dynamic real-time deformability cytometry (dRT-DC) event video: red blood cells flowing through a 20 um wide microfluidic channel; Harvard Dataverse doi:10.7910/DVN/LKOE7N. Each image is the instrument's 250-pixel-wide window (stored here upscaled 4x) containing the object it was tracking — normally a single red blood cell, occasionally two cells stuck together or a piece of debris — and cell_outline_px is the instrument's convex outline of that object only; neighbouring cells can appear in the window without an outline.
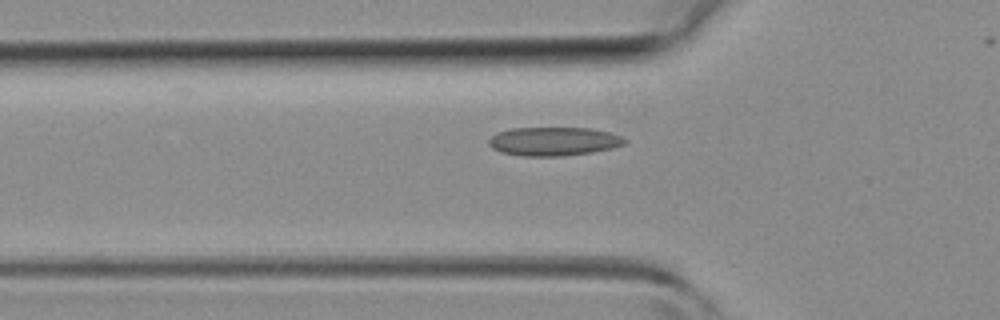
{"species": "common noctule bat (a hibernating species)", "species_latin": "Nyctalus noctula", "temperature_condition": "room temperature", "stored_images_in_passage": 26, "camera_frame_rate_fps": 3000, "um_per_image_px": 0.085, "animal": {"sex": "female", "body_mass_g": 19.3, "forearm_length_mm": 54.1}, "frame": {"image": 1, "passage_image": 4, "time_ms": 1.0, "image_size_px": [1000, 320], "cell_outline_px": [[628, 140], [624, 144], [612, 148], [592, 152], [564, 156], [520, 156], [500, 152], [492, 148], [488, 144], [488, 140], [496, 132], [512, 128], [592, 128], [608, 132], [620, 136]], "centroid_in_image_um": [47.03, 12.02], "position_along_channel_um": 78.8, "area_um2": 22.83}}
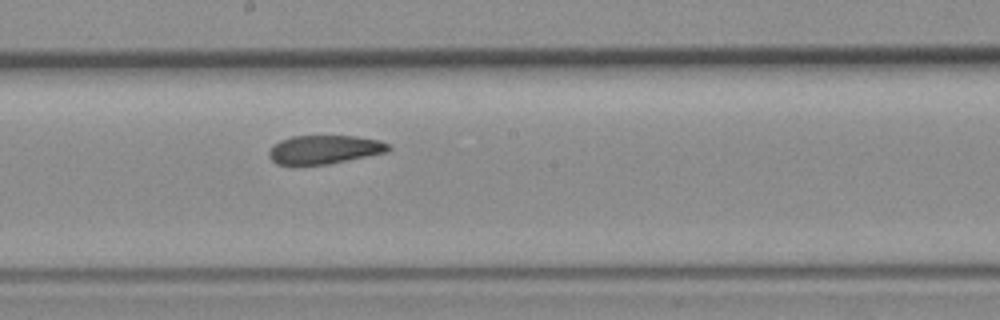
{"frame": {"image": 2, "passage_image": 13, "time_ms": 4.0, "image_size_px": [1000, 320], "cell_outline_px": [[392, 148], [388, 152], [328, 164], [296, 168], [276, 164], [268, 156], [268, 152], [280, 140], [292, 136], [356, 136], [380, 140], [388, 144]], "centroid_in_image_um": [27.53, 12.75], "position_along_channel_um": 220.7, "area_um2": 20.58}}
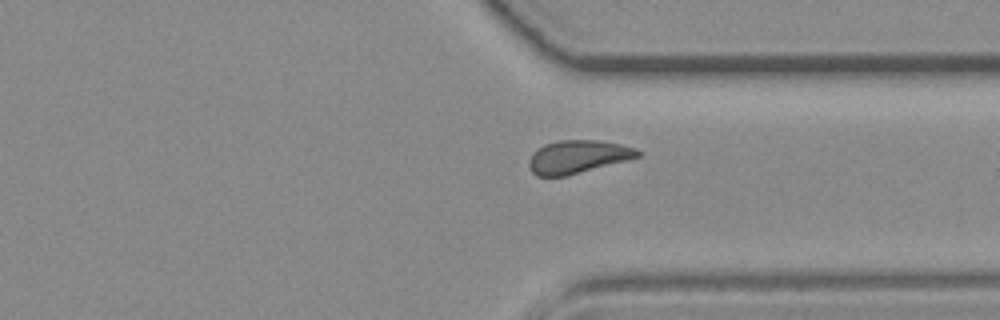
{"frame": {"image": 3, "passage_image": 22, "time_ms": 7.0, "image_size_px": [1000, 320], "cell_outline_px": [[640, 156], [628, 160], [564, 176], [536, 176], [532, 172], [528, 164], [528, 160], [532, 152], [536, 148], [544, 144], [560, 140], [600, 140], [620, 144], [636, 148], [640, 152]], "centroid_in_image_um": [49.08, 13.31], "position_along_channel_um": 362.3, "area_um2": 20.98}}